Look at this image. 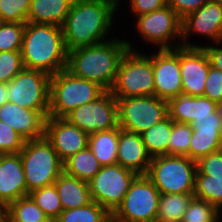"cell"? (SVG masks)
I'll return each mask as SVG.
<instances>
[{
  "instance_id": "1",
  "label": "cell",
  "mask_w": 222,
  "mask_h": 222,
  "mask_svg": "<svg viewBox=\"0 0 222 222\" xmlns=\"http://www.w3.org/2000/svg\"><path fill=\"white\" fill-rule=\"evenodd\" d=\"M118 9L116 0H74L61 26L67 50L108 41Z\"/></svg>"
},
{
  "instance_id": "2",
  "label": "cell",
  "mask_w": 222,
  "mask_h": 222,
  "mask_svg": "<svg viewBox=\"0 0 222 222\" xmlns=\"http://www.w3.org/2000/svg\"><path fill=\"white\" fill-rule=\"evenodd\" d=\"M128 45L126 39L109 37L108 41L99 44L74 48L68 51L66 69L76 77L96 82L110 91Z\"/></svg>"
},
{
  "instance_id": "3",
  "label": "cell",
  "mask_w": 222,
  "mask_h": 222,
  "mask_svg": "<svg viewBox=\"0 0 222 222\" xmlns=\"http://www.w3.org/2000/svg\"><path fill=\"white\" fill-rule=\"evenodd\" d=\"M21 55L25 69L39 70L50 76L66 69L68 50L62 27L25 23Z\"/></svg>"
},
{
  "instance_id": "4",
  "label": "cell",
  "mask_w": 222,
  "mask_h": 222,
  "mask_svg": "<svg viewBox=\"0 0 222 222\" xmlns=\"http://www.w3.org/2000/svg\"><path fill=\"white\" fill-rule=\"evenodd\" d=\"M105 91L98 83L63 69L50 78L48 116L65 118L75 108L96 100Z\"/></svg>"
},
{
  "instance_id": "5",
  "label": "cell",
  "mask_w": 222,
  "mask_h": 222,
  "mask_svg": "<svg viewBox=\"0 0 222 222\" xmlns=\"http://www.w3.org/2000/svg\"><path fill=\"white\" fill-rule=\"evenodd\" d=\"M128 50L122 57L115 83L110 90L115 98L154 95V70L151 55H147L127 41Z\"/></svg>"
},
{
  "instance_id": "6",
  "label": "cell",
  "mask_w": 222,
  "mask_h": 222,
  "mask_svg": "<svg viewBox=\"0 0 222 222\" xmlns=\"http://www.w3.org/2000/svg\"><path fill=\"white\" fill-rule=\"evenodd\" d=\"M197 162L187 156L164 155L151 159L146 177L160 194H194Z\"/></svg>"
},
{
  "instance_id": "7",
  "label": "cell",
  "mask_w": 222,
  "mask_h": 222,
  "mask_svg": "<svg viewBox=\"0 0 222 222\" xmlns=\"http://www.w3.org/2000/svg\"><path fill=\"white\" fill-rule=\"evenodd\" d=\"M20 156L27 186V196L35 189L54 184L63 172V162L45 137L26 140L20 151Z\"/></svg>"
},
{
  "instance_id": "8",
  "label": "cell",
  "mask_w": 222,
  "mask_h": 222,
  "mask_svg": "<svg viewBox=\"0 0 222 222\" xmlns=\"http://www.w3.org/2000/svg\"><path fill=\"white\" fill-rule=\"evenodd\" d=\"M118 126L141 134L168 116V101L155 95L116 98Z\"/></svg>"
},
{
  "instance_id": "9",
  "label": "cell",
  "mask_w": 222,
  "mask_h": 222,
  "mask_svg": "<svg viewBox=\"0 0 222 222\" xmlns=\"http://www.w3.org/2000/svg\"><path fill=\"white\" fill-rule=\"evenodd\" d=\"M51 76L39 70L23 69L7 83L9 102L35 110L46 118L49 114Z\"/></svg>"
},
{
  "instance_id": "10",
  "label": "cell",
  "mask_w": 222,
  "mask_h": 222,
  "mask_svg": "<svg viewBox=\"0 0 222 222\" xmlns=\"http://www.w3.org/2000/svg\"><path fill=\"white\" fill-rule=\"evenodd\" d=\"M135 19V29L146 44L156 45L158 50L181 46L182 19L169 5Z\"/></svg>"
},
{
  "instance_id": "11",
  "label": "cell",
  "mask_w": 222,
  "mask_h": 222,
  "mask_svg": "<svg viewBox=\"0 0 222 222\" xmlns=\"http://www.w3.org/2000/svg\"><path fill=\"white\" fill-rule=\"evenodd\" d=\"M159 190L146 177L138 175L131 183L122 204L112 214L116 222H149L157 217Z\"/></svg>"
},
{
  "instance_id": "12",
  "label": "cell",
  "mask_w": 222,
  "mask_h": 222,
  "mask_svg": "<svg viewBox=\"0 0 222 222\" xmlns=\"http://www.w3.org/2000/svg\"><path fill=\"white\" fill-rule=\"evenodd\" d=\"M137 176L135 172L119 164L102 166L88 182L92 201L112 215L122 204L125 194Z\"/></svg>"
},
{
  "instance_id": "13",
  "label": "cell",
  "mask_w": 222,
  "mask_h": 222,
  "mask_svg": "<svg viewBox=\"0 0 222 222\" xmlns=\"http://www.w3.org/2000/svg\"><path fill=\"white\" fill-rule=\"evenodd\" d=\"M65 119L88 135L111 130L118 126L117 100L111 91H105L96 100L75 108Z\"/></svg>"
},
{
  "instance_id": "14",
  "label": "cell",
  "mask_w": 222,
  "mask_h": 222,
  "mask_svg": "<svg viewBox=\"0 0 222 222\" xmlns=\"http://www.w3.org/2000/svg\"><path fill=\"white\" fill-rule=\"evenodd\" d=\"M193 34L209 38L210 43L222 41V4L207 1L198 10L191 12L182 19L181 46L200 47L189 41ZM190 42V43H189Z\"/></svg>"
},
{
  "instance_id": "15",
  "label": "cell",
  "mask_w": 222,
  "mask_h": 222,
  "mask_svg": "<svg viewBox=\"0 0 222 222\" xmlns=\"http://www.w3.org/2000/svg\"><path fill=\"white\" fill-rule=\"evenodd\" d=\"M151 54L154 70V95L169 100L183 91L180 73V47Z\"/></svg>"
},
{
  "instance_id": "16",
  "label": "cell",
  "mask_w": 222,
  "mask_h": 222,
  "mask_svg": "<svg viewBox=\"0 0 222 222\" xmlns=\"http://www.w3.org/2000/svg\"><path fill=\"white\" fill-rule=\"evenodd\" d=\"M89 135L65 118L48 116L45 123V138L52 144L60 160L88 147Z\"/></svg>"
},
{
  "instance_id": "17",
  "label": "cell",
  "mask_w": 222,
  "mask_h": 222,
  "mask_svg": "<svg viewBox=\"0 0 222 222\" xmlns=\"http://www.w3.org/2000/svg\"><path fill=\"white\" fill-rule=\"evenodd\" d=\"M209 67V58L202 47L180 46L182 92L191 96H203Z\"/></svg>"
},
{
  "instance_id": "18",
  "label": "cell",
  "mask_w": 222,
  "mask_h": 222,
  "mask_svg": "<svg viewBox=\"0 0 222 222\" xmlns=\"http://www.w3.org/2000/svg\"><path fill=\"white\" fill-rule=\"evenodd\" d=\"M46 119L39 111L25 109L9 101L0 107V120L25 140L45 137Z\"/></svg>"
},
{
  "instance_id": "19",
  "label": "cell",
  "mask_w": 222,
  "mask_h": 222,
  "mask_svg": "<svg viewBox=\"0 0 222 222\" xmlns=\"http://www.w3.org/2000/svg\"><path fill=\"white\" fill-rule=\"evenodd\" d=\"M27 196L20 153L3 154L0 159V202L6 207Z\"/></svg>"
},
{
  "instance_id": "20",
  "label": "cell",
  "mask_w": 222,
  "mask_h": 222,
  "mask_svg": "<svg viewBox=\"0 0 222 222\" xmlns=\"http://www.w3.org/2000/svg\"><path fill=\"white\" fill-rule=\"evenodd\" d=\"M151 159L141 134L125 131L119 127L117 164L137 175H146Z\"/></svg>"
},
{
  "instance_id": "21",
  "label": "cell",
  "mask_w": 222,
  "mask_h": 222,
  "mask_svg": "<svg viewBox=\"0 0 222 222\" xmlns=\"http://www.w3.org/2000/svg\"><path fill=\"white\" fill-rule=\"evenodd\" d=\"M216 109L217 103L209 98L184 92L168 100V116L179 123L191 124L197 117L211 116Z\"/></svg>"
},
{
  "instance_id": "22",
  "label": "cell",
  "mask_w": 222,
  "mask_h": 222,
  "mask_svg": "<svg viewBox=\"0 0 222 222\" xmlns=\"http://www.w3.org/2000/svg\"><path fill=\"white\" fill-rule=\"evenodd\" d=\"M63 210L79 208L92 202L88 182L62 172L54 182Z\"/></svg>"
},
{
  "instance_id": "23",
  "label": "cell",
  "mask_w": 222,
  "mask_h": 222,
  "mask_svg": "<svg viewBox=\"0 0 222 222\" xmlns=\"http://www.w3.org/2000/svg\"><path fill=\"white\" fill-rule=\"evenodd\" d=\"M74 0H31L27 22L62 26Z\"/></svg>"
},
{
  "instance_id": "24",
  "label": "cell",
  "mask_w": 222,
  "mask_h": 222,
  "mask_svg": "<svg viewBox=\"0 0 222 222\" xmlns=\"http://www.w3.org/2000/svg\"><path fill=\"white\" fill-rule=\"evenodd\" d=\"M119 126L107 131H98L88 137V147L102 166L117 164Z\"/></svg>"
},
{
  "instance_id": "25",
  "label": "cell",
  "mask_w": 222,
  "mask_h": 222,
  "mask_svg": "<svg viewBox=\"0 0 222 222\" xmlns=\"http://www.w3.org/2000/svg\"><path fill=\"white\" fill-rule=\"evenodd\" d=\"M102 168V165L89 147L78 151L63 162V172L89 182Z\"/></svg>"
},
{
  "instance_id": "26",
  "label": "cell",
  "mask_w": 222,
  "mask_h": 222,
  "mask_svg": "<svg viewBox=\"0 0 222 222\" xmlns=\"http://www.w3.org/2000/svg\"><path fill=\"white\" fill-rule=\"evenodd\" d=\"M174 121L167 116L151 128L141 133L147 152L153 158L168 155V143Z\"/></svg>"
},
{
  "instance_id": "27",
  "label": "cell",
  "mask_w": 222,
  "mask_h": 222,
  "mask_svg": "<svg viewBox=\"0 0 222 222\" xmlns=\"http://www.w3.org/2000/svg\"><path fill=\"white\" fill-rule=\"evenodd\" d=\"M194 195L161 194L158 202L157 219L168 222H181Z\"/></svg>"
},
{
  "instance_id": "28",
  "label": "cell",
  "mask_w": 222,
  "mask_h": 222,
  "mask_svg": "<svg viewBox=\"0 0 222 222\" xmlns=\"http://www.w3.org/2000/svg\"><path fill=\"white\" fill-rule=\"evenodd\" d=\"M7 222H43L47 216L28 195L7 206Z\"/></svg>"
},
{
  "instance_id": "29",
  "label": "cell",
  "mask_w": 222,
  "mask_h": 222,
  "mask_svg": "<svg viewBox=\"0 0 222 222\" xmlns=\"http://www.w3.org/2000/svg\"><path fill=\"white\" fill-rule=\"evenodd\" d=\"M222 149V131L199 132L193 130L189 145V158L198 161L210 153Z\"/></svg>"
},
{
  "instance_id": "30",
  "label": "cell",
  "mask_w": 222,
  "mask_h": 222,
  "mask_svg": "<svg viewBox=\"0 0 222 222\" xmlns=\"http://www.w3.org/2000/svg\"><path fill=\"white\" fill-rule=\"evenodd\" d=\"M112 215L95 201L86 206L63 210L56 222H108Z\"/></svg>"
},
{
  "instance_id": "31",
  "label": "cell",
  "mask_w": 222,
  "mask_h": 222,
  "mask_svg": "<svg viewBox=\"0 0 222 222\" xmlns=\"http://www.w3.org/2000/svg\"><path fill=\"white\" fill-rule=\"evenodd\" d=\"M29 196L49 219L56 220L63 211L54 184L35 189L29 193Z\"/></svg>"
},
{
  "instance_id": "32",
  "label": "cell",
  "mask_w": 222,
  "mask_h": 222,
  "mask_svg": "<svg viewBox=\"0 0 222 222\" xmlns=\"http://www.w3.org/2000/svg\"><path fill=\"white\" fill-rule=\"evenodd\" d=\"M220 214L221 212L214 205L193 197L181 222H220Z\"/></svg>"
},
{
  "instance_id": "33",
  "label": "cell",
  "mask_w": 222,
  "mask_h": 222,
  "mask_svg": "<svg viewBox=\"0 0 222 222\" xmlns=\"http://www.w3.org/2000/svg\"><path fill=\"white\" fill-rule=\"evenodd\" d=\"M194 197L222 209V181L207 180V175H195Z\"/></svg>"
},
{
  "instance_id": "34",
  "label": "cell",
  "mask_w": 222,
  "mask_h": 222,
  "mask_svg": "<svg viewBox=\"0 0 222 222\" xmlns=\"http://www.w3.org/2000/svg\"><path fill=\"white\" fill-rule=\"evenodd\" d=\"M193 129L190 124L174 122L168 143V155L187 156Z\"/></svg>"
},
{
  "instance_id": "35",
  "label": "cell",
  "mask_w": 222,
  "mask_h": 222,
  "mask_svg": "<svg viewBox=\"0 0 222 222\" xmlns=\"http://www.w3.org/2000/svg\"><path fill=\"white\" fill-rule=\"evenodd\" d=\"M25 23L0 22V52L21 51Z\"/></svg>"
},
{
  "instance_id": "36",
  "label": "cell",
  "mask_w": 222,
  "mask_h": 222,
  "mask_svg": "<svg viewBox=\"0 0 222 222\" xmlns=\"http://www.w3.org/2000/svg\"><path fill=\"white\" fill-rule=\"evenodd\" d=\"M31 0H0V21L27 23Z\"/></svg>"
},
{
  "instance_id": "37",
  "label": "cell",
  "mask_w": 222,
  "mask_h": 222,
  "mask_svg": "<svg viewBox=\"0 0 222 222\" xmlns=\"http://www.w3.org/2000/svg\"><path fill=\"white\" fill-rule=\"evenodd\" d=\"M23 69L21 51L0 52V82H10Z\"/></svg>"
},
{
  "instance_id": "38",
  "label": "cell",
  "mask_w": 222,
  "mask_h": 222,
  "mask_svg": "<svg viewBox=\"0 0 222 222\" xmlns=\"http://www.w3.org/2000/svg\"><path fill=\"white\" fill-rule=\"evenodd\" d=\"M196 175H207V180L222 181V149L200 158Z\"/></svg>"
},
{
  "instance_id": "39",
  "label": "cell",
  "mask_w": 222,
  "mask_h": 222,
  "mask_svg": "<svg viewBox=\"0 0 222 222\" xmlns=\"http://www.w3.org/2000/svg\"><path fill=\"white\" fill-rule=\"evenodd\" d=\"M25 139L0 120V151L4 154L20 153Z\"/></svg>"
},
{
  "instance_id": "40",
  "label": "cell",
  "mask_w": 222,
  "mask_h": 222,
  "mask_svg": "<svg viewBox=\"0 0 222 222\" xmlns=\"http://www.w3.org/2000/svg\"><path fill=\"white\" fill-rule=\"evenodd\" d=\"M216 103L222 102V71L210 66L204 95Z\"/></svg>"
},
{
  "instance_id": "41",
  "label": "cell",
  "mask_w": 222,
  "mask_h": 222,
  "mask_svg": "<svg viewBox=\"0 0 222 222\" xmlns=\"http://www.w3.org/2000/svg\"><path fill=\"white\" fill-rule=\"evenodd\" d=\"M131 14L137 16L159 10L167 5V0H129Z\"/></svg>"
},
{
  "instance_id": "42",
  "label": "cell",
  "mask_w": 222,
  "mask_h": 222,
  "mask_svg": "<svg viewBox=\"0 0 222 222\" xmlns=\"http://www.w3.org/2000/svg\"><path fill=\"white\" fill-rule=\"evenodd\" d=\"M190 125L193 130H199V132L222 131V123L217 111L211 116L195 118Z\"/></svg>"
},
{
  "instance_id": "43",
  "label": "cell",
  "mask_w": 222,
  "mask_h": 222,
  "mask_svg": "<svg viewBox=\"0 0 222 222\" xmlns=\"http://www.w3.org/2000/svg\"><path fill=\"white\" fill-rule=\"evenodd\" d=\"M207 1L209 0H167V5L183 19L186 15L198 10Z\"/></svg>"
},
{
  "instance_id": "44",
  "label": "cell",
  "mask_w": 222,
  "mask_h": 222,
  "mask_svg": "<svg viewBox=\"0 0 222 222\" xmlns=\"http://www.w3.org/2000/svg\"><path fill=\"white\" fill-rule=\"evenodd\" d=\"M212 44H214L215 47L213 45L207 46V44L206 46L200 44V47H202L205 50L209 58L210 66L222 71V47H220L222 41Z\"/></svg>"
},
{
  "instance_id": "45",
  "label": "cell",
  "mask_w": 222,
  "mask_h": 222,
  "mask_svg": "<svg viewBox=\"0 0 222 222\" xmlns=\"http://www.w3.org/2000/svg\"><path fill=\"white\" fill-rule=\"evenodd\" d=\"M8 101L7 83L0 82V107Z\"/></svg>"
},
{
  "instance_id": "46",
  "label": "cell",
  "mask_w": 222,
  "mask_h": 222,
  "mask_svg": "<svg viewBox=\"0 0 222 222\" xmlns=\"http://www.w3.org/2000/svg\"><path fill=\"white\" fill-rule=\"evenodd\" d=\"M6 210L7 207L0 202V222H7Z\"/></svg>"
},
{
  "instance_id": "47",
  "label": "cell",
  "mask_w": 222,
  "mask_h": 222,
  "mask_svg": "<svg viewBox=\"0 0 222 222\" xmlns=\"http://www.w3.org/2000/svg\"><path fill=\"white\" fill-rule=\"evenodd\" d=\"M217 112H218V115L220 116V120H221V123H222V102L220 103H217Z\"/></svg>"
},
{
  "instance_id": "48",
  "label": "cell",
  "mask_w": 222,
  "mask_h": 222,
  "mask_svg": "<svg viewBox=\"0 0 222 222\" xmlns=\"http://www.w3.org/2000/svg\"><path fill=\"white\" fill-rule=\"evenodd\" d=\"M149 222H168V221H164V220H160V219L155 218L154 220H151Z\"/></svg>"
},
{
  "instance_id": "49",
  "label": "cell",
  "mask_w": 222,
  "mask_h": 222,
  "mask_svg": "<svg viewBox=\"0 0 222 222\" xmlns=\"http://www.w3.org/2000/svg\"><path fill=\"white\" fill-rule=\"evenodd\" d=\"M209 1H213V2H217L219 4H222V0H209Z\"/></svg>"
},
{
  "instance_id": "50",
  "label": "cell",
  "mask_w": 222,
  "mask_h": 222,
  "mask_svg": "<svg viewBox=\"0 0 222 222\" xmlns=\"http://www.w3.org/2000/svg\"><path fill=\"white\" fill-rule=\"evenodd\" d=\"M43 222H56V221L48 218L47 220H45Z\"/></svg>"
},
{
  "instance_id": "51",
  "label": "cell",
  "mask_w": 222,
  "mask_h": 222,
  "mask_svg": "<svg viewBox=\"0 0 222 222\" xmlns=\"http://www.w3.org/2000/svg\"><path fill=\"white\" fill-rule=\"evenodd\" d=\"M108 222H116V221H114V220L111 218Z\"/></svg>"
},
{
  "instance_id": "52",
  "label": "cell",
  "mask_w": 222,
  "mask_h": 222,
  "mask_svg": "<svg viewBox=\"0 0 222 222\" xmlns=\"http://www.w3.org/2000/svg\"><path fill=\"white\" fill-rule=\"evenodd\" d=\"M3 154H4V153H2V152L0 151V159H1V157H2Z\"/></svg>"
}]
</instances>
